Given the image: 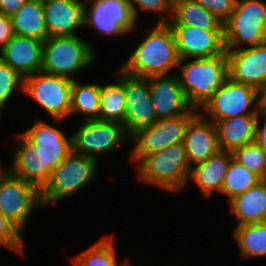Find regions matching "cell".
Returning a JSON list of instances; mask_svg holds the SVG:
<instances>
[{"label": "cell", "mask_w": 266, "mask_h": 266, "mask_svg": "<svg viewBox=\"0 0 266 266\" xmlns=\"http://www.w3.org/2000/svg\"><path fill=\"white\" fill-rule=\"evenodd\" d=\"M229 204L237 226L262 223L266 215V179L236 196Z\"/></svg>", "instance_id": "603a6c76"}, {"label": "cell", "mask_w": 266, "mask_h": 266, "mask_svg": "<svg viewBox=\"0 0 266 266\" xmlns=\"http://www.w3.org/2000/svg\"><path fill=\"white\" fill-rule=\"evenodd\" d=\"M233 158L230 151H219L206 161L190 168L188 184L194 182L204 198H209L215 192L221 193L225 174Z\"/></svg>", "instance_id": "44dd1931"}, {"label": "cell", "mask_w": 266, "mask_h": 266, "mask_svg": "<svg viewBox=\"0 0 266 266\" xmlns=\"http://www.w3.org/2000/svg\"><path fill=\"white\" fill-rule=\"evenodd\" d=\"M134 165L138 182L172 193L187 187L191 167L183 142L145 155Z\"/></svg>", "instance_id": "3957f363"}, {"label": "cell", "mask_w": 266, "mask_h": 266, "mask_svg": "<svg viewBox=\"0 0 266 266\" xmlns=\"http://www.w3.org/2000/svg\"><path fill=\"white\" fill-rule=\"evenodd\" d=\"M114 83L100 85V101L98 119L102 121L125 122L124 71L120 68L115 73Z\"/></svg>", "instance_id": "484cf974"}, {"label": "cell", "mask_w": 266, "mask_h": 266, "mask_svg": "<svg viewBox=\"0 0 266 266\" xmlns=\"http://www.w3.org/2000/svg\"><path fill=\"white\" fill-rule=\"evenodd\" d=\"M14 35L11 17L0 14V50Z\"/></svg>", "instance_id": "d590c367"}, {"label": "cell", "mask_w": 266, "mask_h": 266, "mask_svg": "<svg viewBox=\"0 0 266 266\" xmlns=\"http://www.w3.org/2000/svg\"><path fill=\"white\" fill-rule=\"evenodd\" d=\"M17 91L23 92V77L0 59V119L3 108Z\"/></svg>", "instance_id": "1f68e13d"}, {"label": "cell", "mask_w": 266, "mask_h": 266, "mask_svg": "<svg viewBox=\"0 0 266 266\" xmlns=\"http://www.w3.org/2000/svg\"><path fill=\"white\" fill-rule=\"evenodd\" d=\"M232 234L243 258L266 256V226L263 223L236 226Z\"/></svg>", "instance_id": "f1b7e54d"}, {"label": "cell", "mask_w": 266, "mask_h": 266, "mask_svg": "<svg viewBox=\"0 0 266 266\" xmlns=\"http://www.w3.org/2000/svg\"><path fill=\"white\" fill-rule=\"evenodd\" d=\"M133 16L137 22L141 18L139 12H150L158 14L156 23H167L172 16L171 0H128Z\"/></svg>", "instance_id": "d6a6232c"}, {"label": "cell", "mask_w": 266, "mask_h": 266, "mask_svg": "<svg viewBox=\"0 0 266 266\" xmlns=\"http://www.w3.org/2000/svg\"><path fill=\"white\" fill-rule=\"evenodd\" d=\"M96 159L71 151L52 171L49 181L40 190L42 206H50L78 194L98 175Z\"/></svg>", "instance_id": "8992f818"}, {"label": "cell", "mask_w": 266, "mask_h": 266, "mask_svg": "<svg viewBox=\"0 0 266 266\" xmlns=\"http://www.w3.org/2000/svg\"><path fill=\"white\" fill-rule=\"evenodd\" d=\"M3 167V162L0 159V181L5 177V175L9 172L8 168Z\"/></svg>", "instance_id": "ab89813d"}, {"label": "cell", "mask_w": 266, "mask_h": 266, "mask_svg": "<svg viewBox=\"0 0 266 266\" xmlns=\"http://www.w3.org/2000/svg\"><path fill=\"white\" fill-rule=\"evenodd\" d=\"M43 42L35 38L14 35L0 50V59L23 78L40 72Z\"/></svg>", "instance_id": "ffe728a7"}, {"label": "cell", "mask_w": 266, "mask_h": 266, "mask_svg": "<svg viewBox=\"0 0 266 266\" xmlns=\"http://www.w3.org/2000/svg\"><path fill=\"white\" fill-rule=\"evenodd\" d=\"M129 140L123 124L99 119L82 121L71 135L72 151L96 160L103 154L116 152Z\"/></svg>", "instance_id": "9c48e42d"}, {"label": "cell", "mask_w": 266, "mask_h": 266, "mask_svg": "<svg viewBox=\"0 0 266 266\" xmlns=\"http://www.w3.org/2000/svg\"><path fill=\"white\" fill-rule=\"evenodd\" d=\"M177 68L186 100L198 111L228 78L226 51L214 57L180 59Z\"/></svg>", "instance_id": "277c9868"}, {"label": "cell", "mask_w": 266, "mask_h": 266, "mask_svg": "<svg viewBox=\"0 0 266 266\" xmlns=\"http://www.w3.org/2000/svg\"><path fill=\"white\" fill-rule=\"evenodd\" d=\"M100 85L99 83H81L80 80H73L71 91L72 115L83 114L82 121L96 120L99 115Z\"/></svg>", "instance_id": "83f0119b"}, {"label": "cell", "mask_w": 266, "mask_h": 266, "mask_svg": "<svg viewBox=\"0 0 266 266\" xmlns=\"http://www.w3.org/2000/svg\"><path fill=\"white\" fill-rule=\"evenodd\" d=\"M56 126L36 120L17 135L13 143L9 173L34 184L39 190L49 181L53 169L72 151L71 134L59 129L61 119H52Z\"/></svg>", "instance_id": "6da1fadb"}, {"label": "cell", "mask_w": 266, "mask_h": 266, "mask_svg": "<svg viewBox=\"0 0 266 266\" xmlns=\"http://www.w3.org/2000/svg\"><path fill=\"white\" fill-rule=\"evenodd\" d=\"M199 112L210 121L258 115L257 90L228 77Z\"/></svg>", "instance_id": "30bf717a"}, {"label": "cell", "mask_w": 266, "mask_h": 266, "mask_svg": "<svg viewBox=\"0 0 266 266\" xmlns=\"http://www.w3.org/2000/svg\"><path fill=\"white\" fill-rule=\"evenodd\" d=\"M93 45L79 35L52 36L43 42L41 71L76 80L73 75L97 61Z\"/></svg>", "instance_id": "5b68a950"}, {"label": "cell", "mask_w": 266, "mask_h": 266, "mask_svg": "<svg viewBox=\"0 0 266 266\" xmlns=\"http://www.w3.org/2000/svg\"><path fill=\"white\" fill-rule=\"evenodd\" d=\"M84 27L104 37L128 35L137 21L128 0H84Z\"/></svg>", "instance_id": "8fae6325"}, {"label": "cell", "mask_w": 266, "mask_h": 266, "mask_svg": "<svg viewBox=\"0 0 266 266\" xmlns=\"http://www.w3.org/2000/svg\"><path fill=\"white\" fill-rule=\"evenodd\" d=\"M257 118L258 115H241L212 121L216 126L220 150L232 152L235 148L253 143Z\"/></svg>", "instance_id": "7402d4cb"}, {"label": "cell", "mask_w": 266, "mask_h": 266, "mask_svg": "<svg viewBox=\"0 0 266 266\" xmlns=\"http://www.w3.org/2000/svg\"><path fill=\"white\" fill-rule=\"evenodd\" d=\"M27 0H0V14L12 16Z\"/></svg>", "instance_id": "74e56055"}, {"label": "cell", "mask_w": 266, "mask_h": 266, "mask_svg": "<svg viewBox=\"0 0 266 266\" xmlns=\"http://www.w3.org/2000/svg\"><path fill=\"white\" fill-rule=\"evenodd\" d=\"M233 159L256 174L261 180L266 179V152L255 142L235 148Z\"/></svg>", "instance_id": "4dcf8cb0"}, {"label": "cell", "mask_w": 266, "mask_h": 266, "mask_svg": "<svg viewBox=\"0 0 266 266\" xmlns=\"http://www.w3.org/2000/svg\"><path fill=\"white\" fill-rule=\"evenodd\" d=\"M169 26L180 59L214 57L226 51L223 30H204L188 25Z\"/></svg>", "instance_id": "9a60e30c"}, {"label": "cell", "mask_w": 266, "mask_h": 266, "mask_svg": "<svg viewBox=\"0 0 266 266\" xmlns=\"http://www.w3.org/2000/svg\"><path fill=\"white\" fill-rule=\"evenodd\" d=\"M73 80L42 71L23 78V92L40 105L52 119L70 117Z\"/></svg>", "instance_id": "ba28073f"}, {"label": "cell", "mask_w": 266, "mask_h": 266, "mask_svg": "<svg viewBox=\"0 0 266 266\" xmlns=\"http://www.w3.org/2000/svg\"><path fill=\"white\" fill-rule=\"evenodd\" d=\"M194 115H182L157 120L153 125L141 128L130 136L134 146L129 160L136 164L143 156L161 151L173 144L183 142L189 120Z\"/></svg>", "instance_id": "4fadbf2b"}, {"label": "cell", "mask_w": 266, "mask_h": 266, "mask_svg": "<svg viewBox=\"0 0 266 266\" xmlns=\"http://www.w3.org/2000/svg\"><path fill=\"white\" fill-rule=\"evenodd\" d=\"M225 50H236L266 42V1L237 0L223 23Z\"/></svg>", "instance_id": "52a82bcc"}, {"label": "cell", "mask_w": 266, "mask_h": 266, "mask_svg": "<svg viewBox=\"0 0 266 266\" xmlns=\"http://www.w3.org/2000/svg\"><path fill=\"white\" fill-rule=\"evenodd\" d=\"M125 122L124 127L131 136L141 128L153 125L158 119L151 102L149 79L124 72Z\"/></svg>", "instance_id": "5bb4252c"}, {"label": "cell", "mask_w": 266, "mask_h": 266, "mask_svg": "<svg viewBox=\"0 0 266 266\" xmlns=\"http://www.w3.org/2000/svg\"><path fill=\"white\" fill-rule=\"evenodd\" d=\"M24 234L0 212V245L14 253L24 255Z\"/></svg>", "instance_id": "836d02e7"}, {"label": "cell", "mask_w": 266, "mask_h": 266, "mask_svg": "<svg viewBox=\"0 0 266 266\" xmlns=\"http://www.w3.org/2000/svg\"><path fill=\"white\" fill-rule=\"evenodd\" d=\"M151 102L158 120L195 115L198 110L193 109L186 100L177 75L148 77Z\"/></svg>", "instance_id": "2e32d148"}, {"label": "cell", "mask_w": 266, "mask_h": 266, "mask_svg": "<svg viewBox=\"0 0 266 266\" xmlns=\"http://www.w3.org/2000/svg\"><path fill=\"white\" fill-rule=\"evenodd\" d=\"M125 266H134L131 264V261L129 260Z\"/></svg>", "instance_id": "60d3db41"}, {"label": "cell", "mask_w": 266, "mask_h": 266, "mask_svg": "<svg viewBox=\"0 0 266 266\" xmlns=\"http://www.w3.org/2000/svg\"><path fill=\"white\" fill-rule=\"evenodd\" d=\"M262 223L266 226V215H265L264 220H263Z\"/></svg>", "instance_id": "b9f144b4"}, {"label": "cell", "mask_w": 266, "mask_h": 266, "mask_svg": "<svg viewBox=\"0 0 266 266\" xmlns=\"http://www.w3.org/2000/svg\"><path fill=\"white\" fill-rule=\"evenodd\" d=\"M40 190L9 172L0 181V212L24 235L29 217L41 207Z\"/></svg>", "instance_id": "7c38bea8"}, {"label": "cell", "mask_w": 266, "mask_h": 266, "mask_svg": "<svg viewBox=\"0 0 266 266\" xmlns=\"http://www.w3.org/2000/svg\"><path fill=\"white\" fill-rule=\"evenodd\" d=\"M169 25H188L204 30H223V22L194 0H176Z\"/></svg>", "instance_id": "cb8c5ba5"}, {"label": "cell", "mask_w": 266, "mask_h": 266, "mask_svg": "<svg viewBox=\"0 0 266 266\" xmlns=\"http://www.w3.org/2000/svg\"><path fill=\"white\" fill-rule=\"evenodd\" d=\"M183 144L190 167L216 155L220 148L215 123L198 111L188 122Z\"/></svg>", "instance_id": "ac0fdd59"}, {"label": "cell", "mask_w": 266, "mask_h": 266, "mask_svg": "<svg viewBox=\"0 0 266 266\" xmlns=\"http://www.w3.org/2000/svg\"><path fill=\"white\" fill-rule=\"evenodd\" d=\"M223 23L233 12L237 0H194Z\"/></svg>", "instance_id": "e575fe53"}, {"label": "cell", "mask_w": 266, "mask_h": 266, "mask_svg": "<svg viewBox=\"0 0 266 266\" xmlns=\"http://www.w3.org/2000/svg\"><path fill=\"white\" fill-rule=\"evenodd\" d=\"M138 43L120 69L139 77L171 75L177 69L179 55L173 31L168 23H155Z\"/></svg>", "instance_id": "7a4b0ae2"}, {"label": "cell", "mask_w": 266, "mask_h": 266, "mask_svg": "<svg viewBox=\"0 0 266 266\" xmlns=\"http://www.w3.org/2000/svg\"><path fill=\"white\" fill-rule=\"evenodd\" d=\"M112 236H103L93 245L71 258L74 266H125L130 259L118 263Z\"/></svg>", "instance_id": "4316f807"}, {"label": "cell", "mask_w": 266, "mask_h": 266, "mask_svg": "<svg viewBox=\"0 0 266 266\" xmlns=\"http://www.w3.org/2000/svg\"><path fill=\"white\" fill-rule=\"evenodd\" d=\"M261 118L262 122L260 121ZM254 142L266 152V113L263 112L258 113Z\"/></svg>", "instance_id": "8d00e7d4"}, {"label": "cell", "mask_w": 266, "mask_h": 266, "mask_svg": "<svg viewBox=\"0 0 266 266\" xmlns=\"http://www.w3.org/2000/svg\"><path fill=\"white\" fill-rule=\"evenodd\" d=\"M228 77L258 90L266 83V42L260 45L226 50Z\"/></svg>", "instance_id": "e0dca14e"}, {"label": "cell", "mask_w": 266, "mask_h": 266, "mask_svg": "<svg viewBox=\"0 0 266 266\" xmlns=\"http://www.w3.org/2000/svg\"><path fill=\"white\" fill-rule=\"evenodd\" d=\"M258 111L266 113V83L257 90Z\"/></svg>", "instance_id": "f35d334b"}, {"label": "cell", "mask_w": 266, "mask_h": 266, "mask_svg": "<svg viewBox=\"0 0 266 266\" xmlns=\"http://www.w3.org/2000/svg\"><path fill=\"white\" fill-rule=\"evenodd\" d=\"M15 35L45 41L48 32L42 0H27L22 7L11 16Z\"/></svg>", "instance_id": "d4e9b609"}, {"label": "cell", "mask_w": 266, "mask_h": 266, "mask_svg": "<svg viewBox=\"0 0 266 266\" xmlns=\"http://www.w3.org/2000/svg\"><path fill=\"white\" fill-rule=\"evenodd\" d=\"M259 181L261 179L256 174L232 158L225 174L220 194L227 196L230 202L236 196L256 185Z\"/></svg>", "instance_id": "f546056e"}, {"label": "cell", "mask_w": 266, "mask_h": 266, "mask_svg": "<svg viewBox=\"0 0 266 266\" xmlns=\"http://www.w3.org/2000/svg\"><path fill=\"white\" fill-rule=\"evenodd\" d=\"M48 37L75 36L84 27V0H42Z\"/></svg>", "instance_id": "d6986e66"}]
</instances>
